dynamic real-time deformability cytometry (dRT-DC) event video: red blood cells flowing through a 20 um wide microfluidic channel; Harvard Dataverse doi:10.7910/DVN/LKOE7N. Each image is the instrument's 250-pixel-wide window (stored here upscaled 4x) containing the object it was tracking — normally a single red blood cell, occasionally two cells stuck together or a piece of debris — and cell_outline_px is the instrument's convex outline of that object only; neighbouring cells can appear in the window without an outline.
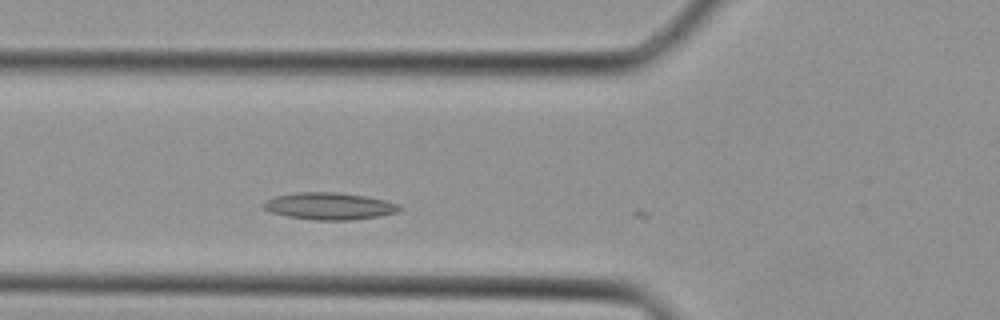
{"species": "Egyptian fruit bat (a non-hibernating species)", "species_latin": "Rousettus aegyptiacus", "temperature_condition": "cold", "stored_images_in_passage": 5, "camera_frame_rate_fps": 3000, "um_per_image_px": 0.085, "animal": {"sex": "female"}, "frame": {"image": 1, "passage_image": 4, "time_ms": 1.0, "image_size_px": [1000, 320], "cell_outline_px": [[400, 208], [396, 212], [376, 216], [352, 220], [316, 220], [288, 216], [272, 212], [264, 208], [264, 204], [268, 200], [276, 196], [296, 192], [336, 192], [364, 196], [384, 200], [400, 204]], "centroid_in_image_um": [28.0, 17.51], "position_along_channel_um": 97.8, "area_um2": 20.98}}